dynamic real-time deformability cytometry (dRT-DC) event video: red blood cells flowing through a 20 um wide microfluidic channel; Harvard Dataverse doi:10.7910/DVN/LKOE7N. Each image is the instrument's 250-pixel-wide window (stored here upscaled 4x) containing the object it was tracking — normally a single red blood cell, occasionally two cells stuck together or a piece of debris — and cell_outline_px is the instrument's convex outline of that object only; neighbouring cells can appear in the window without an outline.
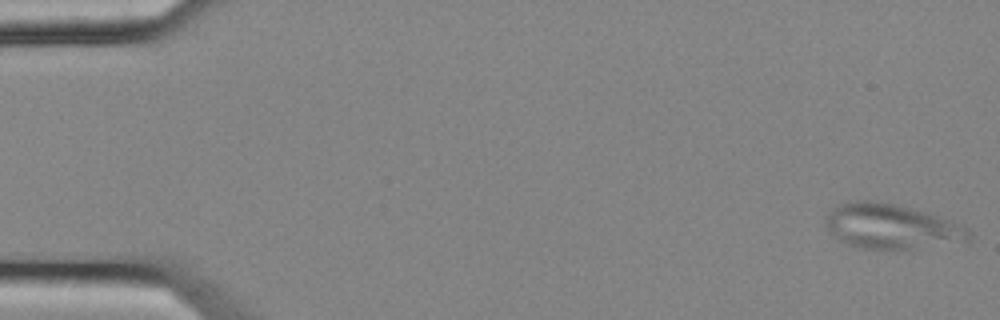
{"species": "common noctule bat (a hibernating species)", "species_latin": "Nyctalus noctula", "temperature_condition": "cold", "stored_images_in_passage": 55, "camera_frame_rate_fps": 3000, "um_per_image_px": 0.085, "animal": {"sex": "female", "body_mass_g": 25.1}, "frame": {"image": 1, "passage_image": 1, "time_ms": 0.0, "image_size_px": [1000, 320], "cell_outline_px": [[972, 236], [968, 244], [892, 252], [860, 248], [848, 244], [832, 236], [824, 220], [824, 216], [832, 208], [848, 200], [868, 200], [892, 204], [924, 212], [952, 220], [968, 228], [972, 232]], "centroid_in_image_um": [75.85, 19.32], "position_along_channel_um": 9.1, "area_um2": 39.07}}
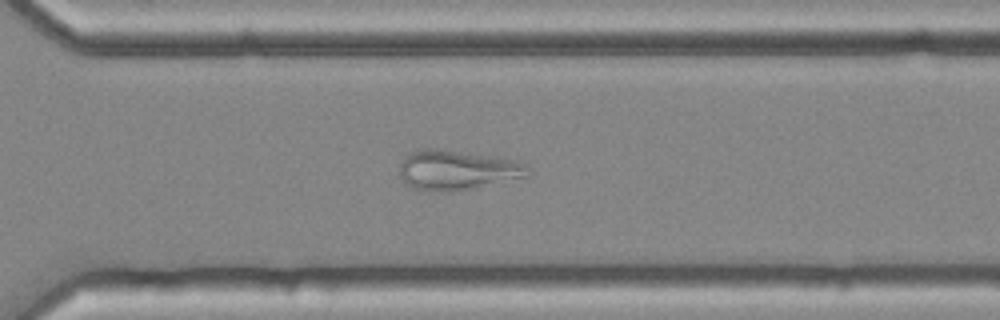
{"frame": {"image": 2, "passage_image": 39, "time_ms": 12.667, "image_size_px": [1000, 320], "cell_outline_px": [[532, 168], [528, 176], [472, 188], [452, 192], [432, 192], [416, 188], [408, 184], [400, 176], [400, 160], [404, 156], [420, 148], [436, 148], [520, 160], [528, 164]], "centroid_in_image_um": [38.89, 14.44], "position_along_channel_um": 331.7, "area_um2": 30.06}}
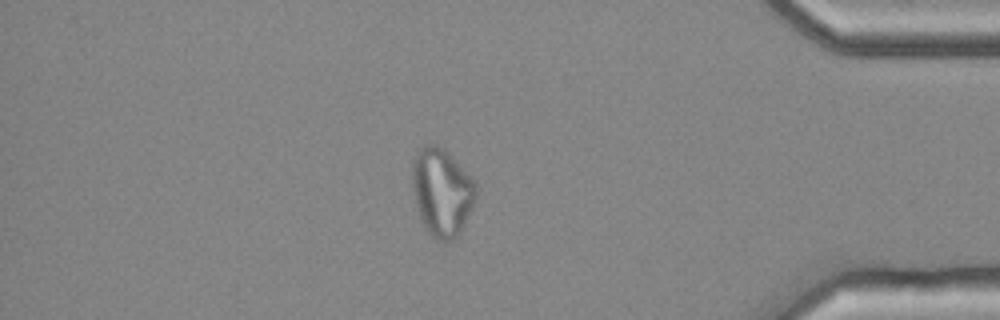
{"frame": {"image": 3, "passage_image": 47, "time_ms": 15.333, "image_size_px": [1000, 320], "cell_outline_px": [[476, 196], [472, 208], [460, 236], [444, 244], [436, 240], [424, 228], [416, 204], [412, 188], [412, 164], [416, 152], [424, 144], [436, 144], [444, 148], [476, 184]], "centroid_in_image_um": [37.54, 16.37], "position_along_channel_um": 397.7, "area_um2": 32.83}}